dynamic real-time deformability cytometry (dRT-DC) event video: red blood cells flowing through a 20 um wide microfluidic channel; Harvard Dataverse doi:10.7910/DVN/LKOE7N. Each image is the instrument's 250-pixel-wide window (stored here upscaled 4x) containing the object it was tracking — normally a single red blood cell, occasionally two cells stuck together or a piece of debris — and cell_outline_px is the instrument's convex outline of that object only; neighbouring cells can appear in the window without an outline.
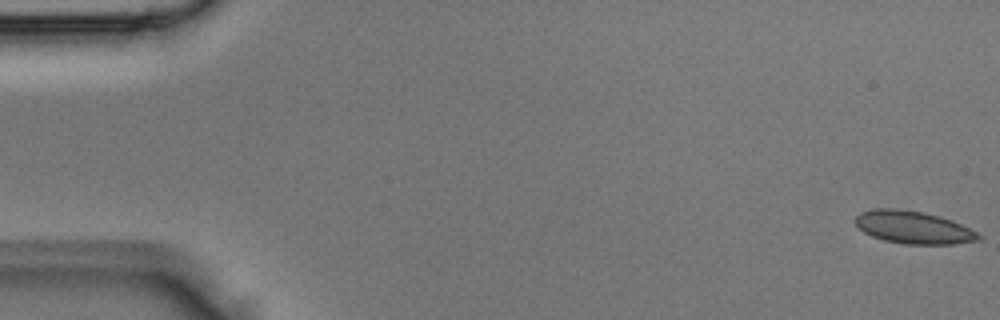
{"species": "Egyptian fruit bat (a non-hibernating species)", "species_latin": "Rousettus aegyptiacus", "temperature_condition": "room temperature", "stored_images_in_passage": 5, "camera_frame_rate_fps": 3000, "um_per_image_px": 0.085, "animal": {"sex": "male"}, "frame": {"image": 1, "passage_image": 1, "time_ms": 0.0, "image_size_px": [1000, 320], "cell_outline_px": [[984, 236], [980, 240], [952, 244], [904, 244], [884, 240], [872, 236], [856, 228], [852, 220], [860, 212], [876, 208], [896, 208], [920, 212], [940, 216], [952, 220]], "centroid_in_image_um": [77.58, 19.32], "position_along_channel_um": 7.4, "area_um2": 23.58}}
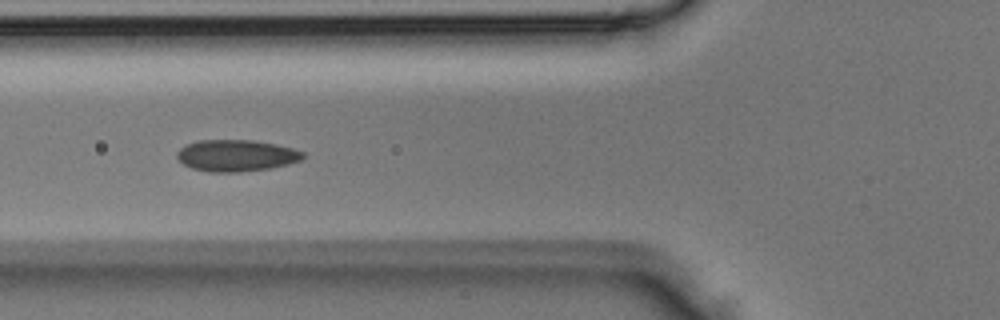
{"frame": {"image": 2, "passage_image": 4, "time_ms": 1.0, "image_size_px": [1000, 320], "cell_outline_px": [[304, 156], [300, 160], [288, 164], [272, 168], [240, 172], [208, 172], [192, 168], [184, 164], [176, 156], [176, 152], [180, 148], [188, 144], [200, 140], [252, 140], [276, 144], [292, 148], [304, 152]], "centroid_in_image_um": [20.08, 13.22], "position_along_channel_um": 105.7, "area_um2": 23.18}}
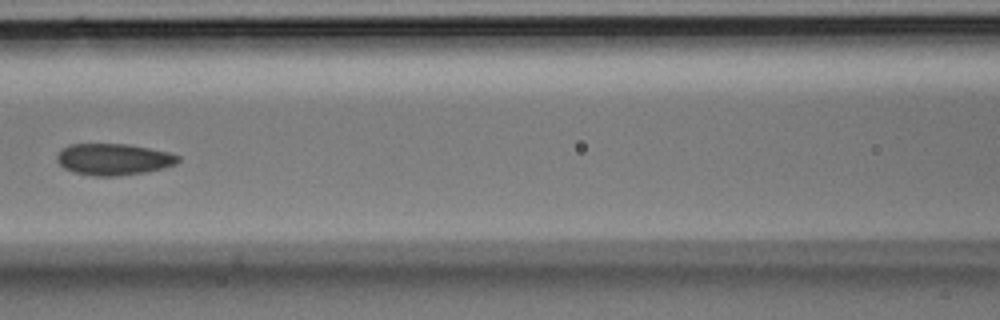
{"frame": {"image": 3, "passage_image": 5, "time_ms": 1.333, "image_size_px": [1000, 320], "cell_outline_px": [[180, 160], [176, 164], [164, 168], [144, 172], [116, 176], [96, 176], [72, 172], [64, 168], [56, 160], [56, 156], [68, 144], [128, 144], [168, 152], [180, 156]], "centroid_in_image_um": [9.65, 13.54], "position_along_channel_um": 156.9, "area_um2": 22.2}}